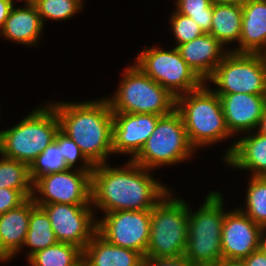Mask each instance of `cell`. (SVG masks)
<instances>
[{"label":"cell","mask_w":266,"mask_h":266,"mask_svg":"<svg viewBox=\"0 0 266 266\" xmlns=\"http://www.w3.org/2000/svg\"><path fill=\"white\" fill-rule=\"evenodd\" d=\"M94 165L91 174V205L96 212L152 210L171 190L152 170L133 160L122 166ZM157 178V179H156ZM167 186V187H166Z\"/></svg>","instance_id":"obj_1"},{"label":"cell","mask_w":266,"mask_h":266,"mask_svg":"<svg viewBox=\"0 0 266 266\" xmlns=\"http://www.w3.org/2000/svg\"><path fill=\"white\" fill-rule=\"evenodd\" d=\"M52 101L48 103L55 109L60 130L79 146L93 165L107 163L108 156L113 155V112L107 98Z\"/></svg>","instance_id":"obj_2"},{"label":"cell","mask_w":266,"mask_h":266,"mask_svg":"<svg viewBox=\"0 0 266 266\" xmlns=\"http://www.w3.org/2000/svg\"><path fill=\"white\" fill-rule=\"evenodd\" d=\"M210 86L204 83L176 98V110L182 116L187 137L196 151L234 139L226 126L220 98Z\"/></svg>","instance_id":"obj_3"},{"label":"cell","mask_w":266,"mask_h":266,"mask_svg":"<svg viewBox=\"0 0 266 266\" xmlns=\"http://www.w3.org/2000/svg\"><path fill=\"white\" fill-rule=\"evenodd\" d=\"M197 210L188 204V240L184 257L197 266H214L222 259L221 235L225 200L220 190L206 193Z\"/></svg>","instance_id":"obj_4"},{"label":"cell","mask_w":266,"mask_h":266,"mask_svg":"<svg viewBox=\"0 0 266 266\" xmlns=\"http://www.w3.org/2000/svg\"><path fill=\"white\" fill-rule=\"evenodd\" d=\"M60 129L55 109L46 102L14 126L0 132V154L28 166L54 140Z\"/></svg>","instance_id":"obj_5"},{"label":"cell","mask_w":266,"mask_h":266,"mask_svg":"<svg viewBox=\"0 0 266 266\" xmlns=\"http://www.w3.org/2000/svg\"><path fill=\"white\" fill-rule=\"evenodd\" d=\"M122 71L113 96H105L112 112L165 116L176 109V97L131 62Z\"/></svg>","instance_id":"obj_6"},{"label":"cell","mask_w":266,"mask_h":266,"mask_svg":"<svg viewBox=\"0 0 266 266\" xmlns=\"http://www.w3.org/2000/svg\"><path fill=\"white\" fill-rule=\"evenodd\" d=\"M171 189L151 210L150 240L145 258L184 256L188 240V203Z\"/></svg>","instance_id":"obj_7"},{"label":"cell","mask_w":266,"mask_h":266,"mask_svg":"<svg viewBox=\"0 0 266 266\" xmlns=\"http://www.w3.org/2000/svg\"><path fill=\"white\" fill-rule=\"evenodd\" d=\"M196 153L187 137L182 116L175 109L158 119L155 130L133 161L155 171L158 168L189 161L195 158Z\"/></svg>","instance_id":"obj_8"},{"label":"cell","mask_w":266,"mask_h":266,"mask_svg":"<svg viewBox=\"0 0 266 266\" xmlns=\"http://www.w3.org/2000/svg\"><path fill=\"white\" fill-rule=\"evenodd\" d=\"M133 63L176 98L205 83L182 59L176 47H143Z\"/></svg>","instance_id":"obj_9"},{"label":"cell","mask_w":266,"mask_h":266,"mask_svg":"<svg viewBox=\"0 0 266 266\" xmlns=\"http://www.w3.org/2000/svg\"><path fill=\"white\" fill-rule=\"evenodd\" d=\"M205 83L216 94H266V54L229 51Z\"/></svg>","instance_id":"obj_10"},{"label":"cell","mask_w":266,"mask_h":266,"mask_svg":"<svg viewBox=\"0 0 266 266\" xmlns=\"http://www.w3.org/2000/svg\"><path fill=\"white\" fill-rule=\"evenodd\" d=\"M97 233L109 243L139 252L145 259L150 240L151 210L103 213Z\"/></svg>","instance_id":"obj_11"},{"label":"cell","mask_w":266,"mask_h":266,"mask_svg":"<svg viewBox=\"0 0 266 266\" xmlns=\"http://www.w3.org/2000/svg\"><path fill=\"white\" fill-rule=\"evenodd\" d=\"M92 171L66 169L43 175L33 183L35 204L91 205Z\"/></svg>","instance_id":"obj_12"},{"label":"cell","mask_w":266,"mask_h":266,"mask_svg":"<svg viewBox=\"0 0 266 266\" xmlns=\"http://www.w3.org/2000/svg\"><path fill=\"white\" fill-rule=\"evenodd\" d=\"M48 215L58 242L72 244L82 251L97 233V214L92 205L64 203L36 204Z\"/></svg>","instance_id":"obj_13"},{"label":"cell","mask_w":266,"mask_h":266,"mask_svg":"<svg viewBox=\"0 0 266 266\" xmlns=\"http://www.w3.org/2000/svg\"><path fill=\"white\" fill-rule=\"evenodd\" d=\"M160 115L113 112V155L133 160L156 128Z\"/></svg>","instance_id":"obj_14"},{"label":"cell","mask_w":266,"mask_h":266,"mask_svg":"<svg viewBox=\"0 0 266 266\" xmlns=\"http://www.w3.org/2000/svg\"><path fill=\"white\" fill-rule=\"evenodd\" d=\"M261 228L238 207L228 210L222 226V258L242 260L259 249Z\"/></svg>","instance_id":"obj_15"},{"label":"cell","mask_w":266,"mask_h":266,"mask_svg":"<svg viewBox=\"0 0 266 266\" xmlns=\"http://www.w3.org/2000/svg\"><path fill=\"white\" fill-rule=\"evenodd\" d=\"M230 134L240 136L255 131L266 108V94H217Z\"/></svg>","instance_id":"obj_16"},{"label":"cell","mask_w":266,"mask_h":266,"mask_svg":"<svg viewBox=\"0 0 266 266\" xmlns=\"http://www.w3.org/2000/svg\"><path fill=\"white\" fill-rule=\"evenodd\" d=\"M229 144L231 146L221 158L223 164L239 171H250L249 176H266V136L255 130Z\"/></svg>","instance_id":"obj_17"},{"label":"cell","mask_w":266,"mask_h":266,"mask_svg":"<svg viewBox=\"0 0 266 266\" xmlns=\"http://www.w3.org/2000/svg\"><path fill=\"white\" fill-rule=\"evenodd\" d=\"M36 206L33 198H28L19 207L0 214V263L13 261L24 244L31 210Z\"/></svg>","instance_id":"obj_18"},{"label":"cell","mask_w":266,"mask_h":266,"mask_svg":"<svg viewBox=\"0 0 266 266\" xmlns=\"http://www.w3.org/2000/svg\"><path fill=\"white\" fill-rule=\"evenodd\" d=\"M182 59L205 82L229 52L209 33L176 47Z\"/></svg>","instance_id":"obj_19"},{"label":"cell","mask_w":266,"mask_h":266,"mask_svg":"<svg viewBox=\"0 0 266 266\" xmlns=\"http://www.w3.org/2000/svg\"><path fill=\"white\" fill-rule=\"evenodd\" d=\"M45 26L39 16L35 6L22 5L16 3L11 8L4 26L0 30L3 40L12 43L35 47L39 45L41 34L45 32Z\"/></svg>","instance_id":"obj_20"},{"label":"cell","mask_w":266,"mask_h":266,"mask_svg":"<svg viewBox=\"0 0 266 266\" xmlns=\"http://www.w3.org/2000/svg\"><path fill=\"white\" fill-rule=\"evenodd\" d=\"M241 6V36L232 51L266 54V0H248Z\"/></svg>","instance_id":"obj_21"},{"label":"cell","mask_w":266,"mask_h":266,"mask_svg":"<svg viewBox=\"0 0 266 266\" xmlns=\"http://www.w3.org/2000/svg\"><path fill=\"white\" fill-rule=\"evenodd\" d=\"M144 257L137 251L118 247L98 233L83 249V266H138Z\"/></svg>","instance_id":"obj_22"},{"label":"cell","mask_w":266,"mask_h":266,"mask_svg":"<svg viewBox=\"0 0 266 266\" xmlns=\"http://www.w3.org/2000/svg\"><path fill=\"white\" fill-rule=\"evenodd\" d=\"M242 17L241 5L213 2V19L209 34L232 51V47L229 46L239 44Z\"/></svg>","instance_id":"obj_23"},{"label":"cell","mask_w":266,"mask_h":266,"mask_svg":"<svg viewBox=\"0 0 266 266\" xmlns=\"http://www.w3.org/2000/svg\"><path fill=\"white\" fill-rule=\"evenodd\" d=\"M57 242L48 215L40 206L36 205L31 210L28 231L22 249L14 257L17 258L20 252L27 249V252H25L27 257L24 258L28 259L35 252L50 247Z\"/></svg>","instance_id":"obj_24"},{"label":"cell","mask_w":266,"mask_h":266,"mask_svg":"<svg viewBox=\"0 0 266 266\" xmlns=\"http://www.w3.org/2000/svg\"><path fill=\"white\" fill-rule=\"evenodd\" d=\"M83 251L72 244L57 242L39 250L27 260L29 266H81Z\"/></svg>","instance_id":"obj_25"},{"label":"cell","mask_w":266,"mask_h":266,"mask_svg":"<svg viewBox=\"0 0 266 266\" xmlns=\"http://www.w3.org/2000/svg\"><path fill=\"white\" fill-rule=\"evenodd\" d=\"M0 188L19 190L27 199L33 195V182L26 163L0 154Z\"/></svg>","instance_id":"obj_26"},{"label":"cell","mask_w":266,"mask_h":266,"mask_svg":"<svg viewBox=\"0 0 266 266\" xmlns=\"http://www.w3.org/2000/svg\"><path fill=\"white\" fill-rule=\"evenodd\" d=\"M246 186L244 207H238L253 222L266 226V177L249 176Z\"/></svg>","instance_id":"obj_27"},{"label":"cell","mask_w":266,"mask_h":266,"mask_svg":"<svg viewBox=\"0 0 266 266\" xmlns=\"http://www.w3.org/2000/svg\"><path fill=\"white\" fill-rule=\"evenodd\" d=\"M35 7L46 27L47 20L61 22L73 19L85 6L79 0H40Z\"/></svg>","instance_id":"obj_28"},{"label":"cell","mask_w":266,"mask_h":266,"mask_svg":"<svg viewBox=\"0 0 266 266\" xmlns=\"http://www.w3.org/2000/svg\"><path fill=\"white\" fill-rule=\"evenodd\" d=\"M69 169L55 141H53L29 166V176L34 183L39 177Z\"/></svg>","instance_id":"obj_29"},{"label":"cell","mask_w":266,"mask_h":266,"mask_svg":"<svg viewBox=\"0 0 266 266\" xmlns=\"http://www.w3.org/2000/svg\"><path fill=\"white\" fill-rule=\"evenodd\" d=\"M174 10L189 16L204 33H210L213 19L212 0H174Z\"/></svg>","instance_id":"obj_30"},{"label":"cell","mask_w":266,"mask_h":266,"mask_svg":"<svg viewBox=\"0 0 266 266\" xmlns=\"http://www.w3.org/2000/svg\"><path fill=\"white\" fill-rule=\"evenodd\" d=\"M169 17V29L172 31L174 47L191 42L204 34L202 29L189 17L173 10Z\"/></svg>","instance_id":"obj_31"},{"label":"cell","mask_w":266,"mask_h":266,"mask_svg":"<svg viewBox=\"0 0 266 266\" xmlns=\"http://www.w3.org/2000/svg\"><path fill=\"white\" fill-rule=\"evenodd\" d=\"M54 141L57 143L59 150H61L68 168L81 171H93L94 165L81 152L79 146L60 129L56 133Z\"/></svg>","instance_id":"obj_32"},{"label":"cell","mask_w":266,"mask_h":266,"mask_svg":"<svg viewBox=\"0 0 266 266\" xmlns=\"http://www.w3.org/2000/svg\"><path fill=\"white\" fill-rule=\"evenodd\" d=\"M26 200L19 190L0 188V214L19 207Z\"/></svg>","instance_id":"obj_33"},{"label":"cell","mask_w":266,"mask_h":266,"mask_svg":"<svg viewBox=\"0 0 266 266\" xmlns=\"http://www.w3.org/2000/svg\"><path fill=\"white\" fill-rule=\"evenodd\" d=\"M147 266H197L186 257L178 258H145Z\"/></svg>","instance_id":"obj_34"},{"label":"cell","mask_w":266,"mask_h":266,"mask_svg":"<svg viewBox=\"0 0 266 266\" xmlns=\"http://www.w3.org/2000/svg\"><path fill=\"white\" fill-rule=\"evenodd\" d=\"M242 260L245 266H266V254L260 249L255 250Z\"/></svg>","instance_id":"obj_35"},{"label":"cell","mask_w":266,"mask_h":266,"mask_svg":"<svg viewBox=\"0 0 266 266\" xmlns=\"http://www.w3.org/2000/svg\"><path fill=\"white\" fill-rule=\"evenodd\" d=\"M15 3H17L15 0H0V30L4 26L9 12Z\"/></svg>","instance_id":"obj_36"},{"label":"cell","mask_w":266,"mask_h":266,"mask_svg":"<svg viewBox=\"0 0 266 266\" xmlns=\"http://www.w3.org/2000/svg\"><path fill=\"white\" fill-rule=\"evenodd\" d=\"M214 266H245V264H244L243 260H239V259H224V258H222Z\"/></svg>","instance_id":"obj_37"},{"label":"cell","mask_w":266,"mask_h":266,"mask_svg":"<svg viewBox=\"0 0 266 266\" xmlns=\"http://www.w3.org/2000/svg\"><path fill=\"white\" fill-rule=\"evenodd\" d=\"M259 249L266 254V226L262 227L260 231Z\"/></svg>","instance_id":"obj_38"},{"label":"cell","mask_w":266,"mask_h":266,"mask_svg":"<svg viewBox=\"0 0 266 266\" xmlns=\"http://www.w3.org/2000/svg\"><path fill=\"white\" fill-rule=\"evenodd\" d=\"M256 131L264 136H266V108L264 109L263 115L260 119L259 125Z\"/></svg>","instance_id":"obj_39"},{"label":"cell","mask_w":266,"mask_h":266,"mask_svg":"<svg viewBox=\"0 0 266 266\" xmlns=\"http://www.w3.org/2000/svg\"><path fill=\"white\" fill-rule=\"evenodd\" d=\"M213 2L217 3H227V4H237V5H243L248 0H212Z\"/></svg>","instance_id":"obj_40"},{"label":"cell","mask_w":266,"mask_h":266,"mask_svg":"<svg viewBox=\"0 0 266 266\" xmlns=\"http://www.w3.org/2000/svg\"><path fill=\"white\" fill-rule=\"evenodd\" d=\"M18 2H22V0H15ZM40 0H23L24 4L23 5H27V6H35Z\"/></svg>","instance_id":"obj_41"},{"label":"cell","mask_w":266,"mask_h":266,"mask_svg":"<svg viewBox=\"0 0 266 266\" xmlns=\"http://www.w3.org/2000/svg\"><path fill=\"white\" fill-rule=\"evenodd\" d=\"M138 266H147L146 262H145V259Z\"/></svg>","instance_id":"obj_42"},{"label":"cell","mask_w":266,"mask_h":266,"mask_svg":"<svg viewBox=\"0 0 266 266\" xmlns=\"http://www.w3.org/2000/svg\"><path fill=\"white\" fill-rule=\"evenodd\" d=\"M83 5H85V3L86 2H84V1H86V0H79Z\"/></svg>","instance_id":"obj_43"}]
</instances>
